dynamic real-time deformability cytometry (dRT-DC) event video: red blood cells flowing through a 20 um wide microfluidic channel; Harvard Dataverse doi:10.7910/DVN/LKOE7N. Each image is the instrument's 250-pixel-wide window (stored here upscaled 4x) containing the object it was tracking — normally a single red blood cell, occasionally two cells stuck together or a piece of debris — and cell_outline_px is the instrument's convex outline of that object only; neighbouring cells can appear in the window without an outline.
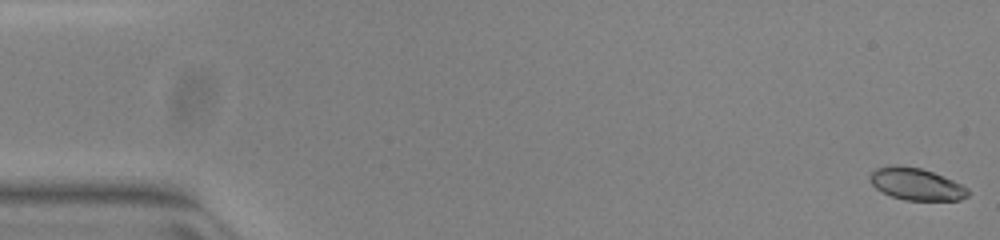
{"species": "common noctule bat (a hibernating species)", "species_latin": "Nyctalus noctula", "temperature_condition": "warm", "stored_images_in_passage": 52, "camera_frame_rate_fps": 3000, "um_per_image_px": 0.085, "animal": {"sex": "female", "body_mass_g": 23.0, "forearm_length_mm": 53.4}, "frame": {"image": 1, "passage_image": 1, "time_ms": 0.0, "image_size_px": [1000, 240], "cell_outline_px": [[968, 196], [960, 200], [904, 200], [892, 196], [876, 188], [872, 184], [868, 176], [876, 168], [896, 164], [920, 168], [944, 176], [968, 188]], "centroid_in_image_um": [77.87, 15.64], "position_along_channel_um": 7.1, "area_um2": 18.21}}
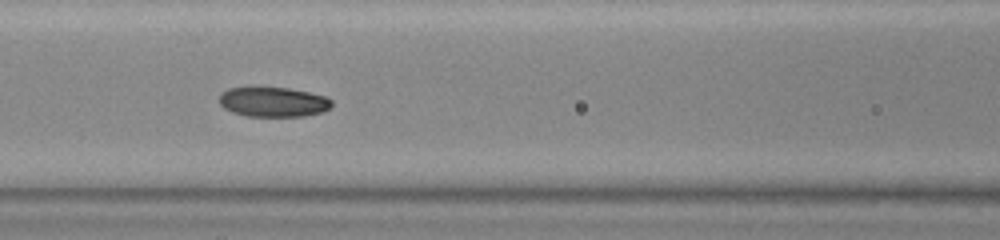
{"frame": {"image": 2, "passage_image": 23, "time_ms": 7.333, "image_size_px": [1000, 240], "cell_outline_px": [[332, 108], [324, 112], [304, 116], [248, 116], [232, 112], [224, 108], [220, 104], [220, 96], [228, 88], [288, 88], [308, 92], [324, 96], [332, 100]], "centroid_in_image_um": [23.27, 8.68], "position_along_channel_um": 143.3, "area_um2": 19.36}}
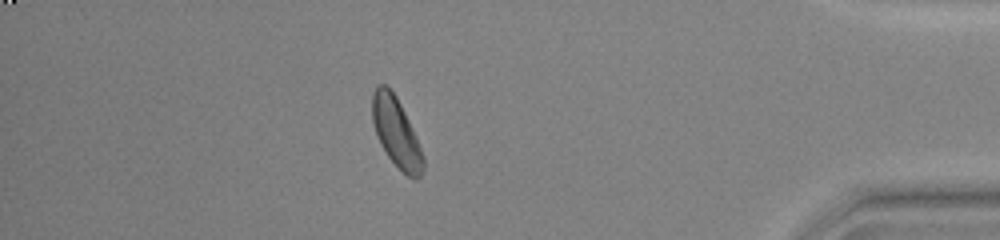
{"frame": {"image": 3, "passage_image": 46, "time_ms": 15.0, "image_size_px": [1000, 240], "cell_outline_px": [[424, 172], [416, 180], [412, 180], [388, 156], [380, 144], [372, 120], [372, 92], [380, 84], [384, 84], [396, 96], [404, 112], [424, 156]], "centroid_in_image_um": [33.68, 11.29], "position_along_channel_um": 401.5, "area_um2": 20.11}, "authors_computed_cell_mechanics": {"area_um2": 19.7098, "velocity_mm_per_s": 3.9363, "shape_relaxation_time_tau1_ms": 6.0275, "shape_relaxation_time_tau2_ms": 4.0345, "deformation_change_tau1": 0.1751, "deformation_change_tau2": 0.0816}}